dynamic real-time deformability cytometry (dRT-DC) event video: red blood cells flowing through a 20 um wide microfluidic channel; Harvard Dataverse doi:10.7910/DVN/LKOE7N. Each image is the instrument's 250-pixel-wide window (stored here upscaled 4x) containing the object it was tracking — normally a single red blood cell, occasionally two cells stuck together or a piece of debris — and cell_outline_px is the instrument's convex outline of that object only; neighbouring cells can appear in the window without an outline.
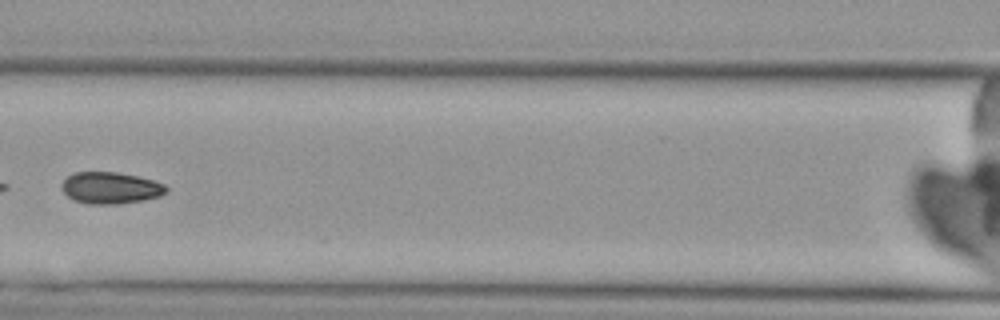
{"species": "Egyptian fruit bat (a non-hibernating species)", "species_latin": "Rousettus aegyptiacus", "temperature_condition": "cold", "stored_images_in_passage": 6, "camera_frame_rate_fps": 3000, "um_per_image_px": 0.085, "animal": {"sex": "female"}, "frame": {"image": 1, "passage_image": 6, "time_ms": 5.667, "image_size_px": [1000, 320], "cell_outline_px": [[168, 192], [160, 196], [144, 200], [116, 204], [88, 204], [72, 200], [60, 188], [60, 184], [68, 176], [76, 172], [116, 172], [136, 176], [152, 180], [164, 184], [168, 188]], "centroid_in_image_um": [9.38, 15.98], "position_along_channel_um": 157.2, "area_um2": 19.36}}